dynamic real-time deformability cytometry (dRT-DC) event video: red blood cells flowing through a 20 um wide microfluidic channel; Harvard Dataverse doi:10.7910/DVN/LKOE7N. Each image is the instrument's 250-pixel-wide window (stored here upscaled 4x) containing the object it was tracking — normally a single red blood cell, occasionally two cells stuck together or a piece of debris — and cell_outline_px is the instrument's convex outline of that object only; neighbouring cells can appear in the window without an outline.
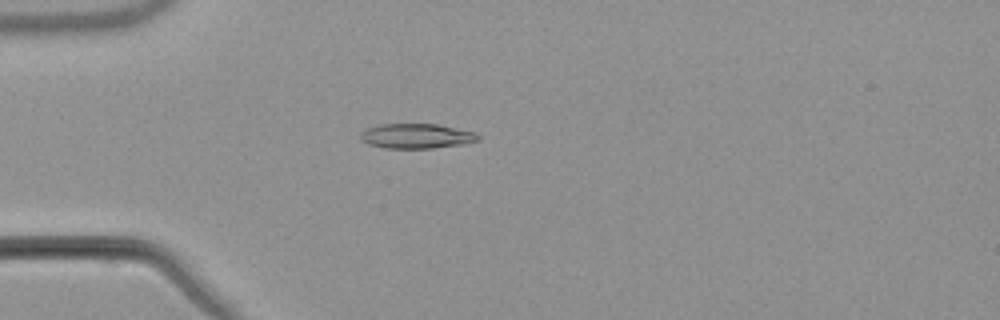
{"species": "common noctule bat (a hibernating species)", "species_latin": "Nyctalus noctula", "temperature_condition": "warm", "stored_images_in_passage": 40, "camera_frame_rate_fps": 3000, "um_per_image_px": 0.085, "animal": {"sex": "male", "body_mass_g": 21.5, "forearm_length_mm": 52.0}, "frame": {"image": 1, "passage_image": 1, "time_ms": 0.0, "image_size_px": [1000, 320], "cell_outline_px": [[480, 140], [460, 144], [432, 148], [384, 148], [368, 144], [360, 140], [360, 132], [368, 128], [380, 124], [436, 124], [476, 132], [480, 136]], "centroid_in_image_um": [35.38, 11.56], "position_along_channel_um": 49.6, "area_um2": 16.99}}
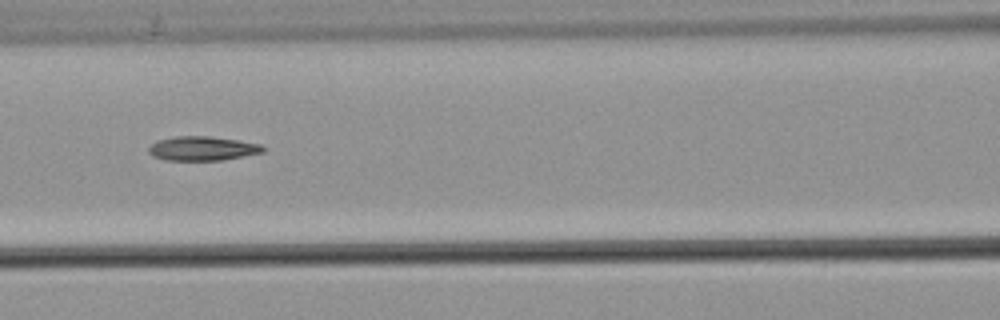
{"frame": {"image": 2, "passage_image": 10, "time_ms": 3.0, "image_size_px": [1000, 320], "cell_outline_px": [[264, 152], [224, 160], [164, 160], [152, 156], [148, 152], [148, 148], [156, 140], [176, 136], [212, 136], [240, 140], [260, 144], [264, 148]], "centroid_in_image_um": [17.19, 12.61], "position_along_channel_um": 149.4, "area_um2": 16.3}}
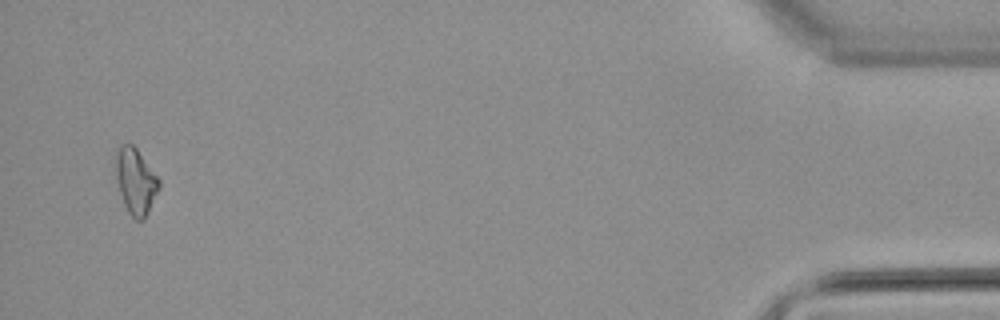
{"frame": {"image": 3, "passage_image": 38, "time_ms": 12.333, "image_size_px": [1000, 320], "cell_outline_px": [[160, 188], [144, 220], [136, 220], [128, 212], [124, 204], [120, 192], [116, 176], [116, 148], [120, 144], [132, 144], [136, 148], [160, 180]], "centroid_in_image_um": [11.53, 15.4], "position_along_channel_um": 423.7, "area_um2": 16.47}}